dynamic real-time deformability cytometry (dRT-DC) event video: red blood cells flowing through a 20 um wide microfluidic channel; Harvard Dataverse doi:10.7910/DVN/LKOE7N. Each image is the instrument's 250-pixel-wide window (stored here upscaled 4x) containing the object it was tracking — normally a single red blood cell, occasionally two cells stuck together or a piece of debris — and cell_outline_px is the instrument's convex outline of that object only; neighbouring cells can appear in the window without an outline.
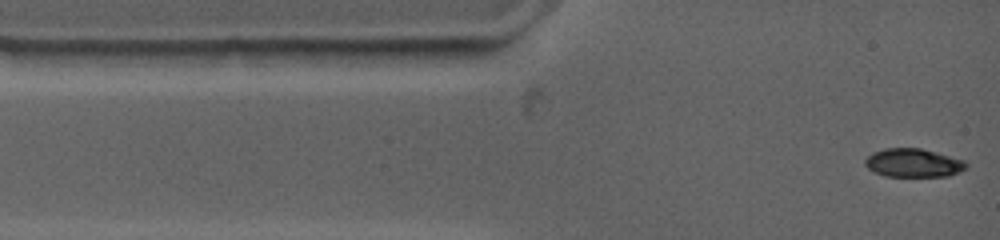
{"species": "common noctule bat (a hibernating species)", "species_latin": "Nyctalus noctula", "temperature_condition": "warm", "stored_images_in_passage": 52, "camera_frame_rate_fps": 4500, "um_per_image_px": 0.085, "animal": {"sex": "female", "body_mass_g": 19.0, "forearm_length_mm": 53.3}, "frame": {"image": 1, "passage_image": 1, "time_ms": 0.0, "image_size_px": [1000, 240], "cell_outline_px": [[968, 164], [960, 172], [948, 176], [884, 176], [868, 168], [864, 164], [864, 160], [868, 156], [876, 152], [888, 148], [920, 148], [964, 160]], "centroid_in_image_um": [77.64, 13.85], "position_along_channel_um": 7.4, "area_um2": 16.53}}
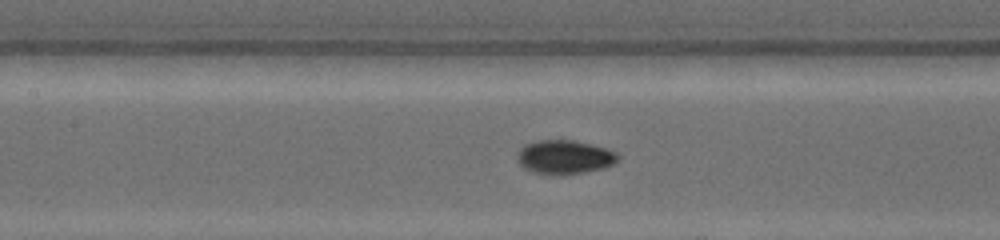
{"frame": {"image": 2, "passage_image": 15, "time_ms": 5.111, "image_size_px": [1000, 240], "cell_outline_px": [[620, 156], [612, 164], [604, 168], [584, 172], [560, 176], [532, 172], [524, 168], [520, 164], [520, 152], [528, 144], [536, 140], [572, 140], [604, 148]], "centroid_in_image_um": [48.0, 13.38], "position_along_channel_um": 159.4, "area_um2": 19.36}}
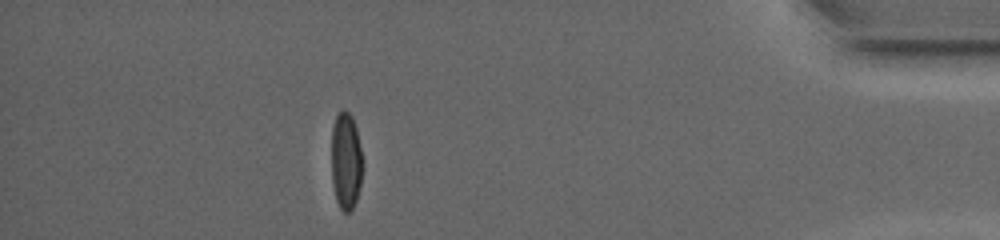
{"frame": {"image": 3, "passage_image": 38, "time_ms": 13.333, "image_size_px": [1000, 240], "cell_outline_px": [[360, 184], [356, 200], [352, 208], [348, 212], [344, 212], [340, 208], [336, 200], [332, 180], [332, 128], [336, 116], [344, 108], [352, 116], [356, 128], [360, 148]], "centroid_in_image_um": [29.37, 13.66], "position_along_channel_um": 405.8, "area_um2": 17.11}, "authors_computed_cell_mechanics": {"area_um2": 18.3515, "velocity_mm_per_s": 3.7564, "shape_relaxation_time_tau1_ms": 4.4875, "shape_relaxation_time_tau2_ms": null, "deformation_change_tau1": 0.2164, "deformation_change_tau2": null}}